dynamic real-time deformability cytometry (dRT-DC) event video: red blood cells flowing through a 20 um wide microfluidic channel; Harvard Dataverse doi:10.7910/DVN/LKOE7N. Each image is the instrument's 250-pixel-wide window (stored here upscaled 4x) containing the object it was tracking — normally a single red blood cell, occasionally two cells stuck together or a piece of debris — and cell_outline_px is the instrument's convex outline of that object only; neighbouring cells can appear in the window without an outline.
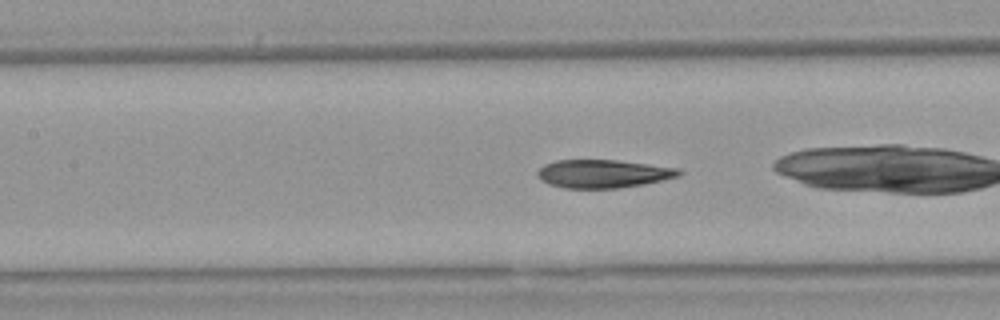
{"species": "Egyptian fruit bat (a non-hibernating species)", "species_latin": "Rousettus aegyptiacus", "temperature_condition": "warm", "stored_images_in_passage": 9, "camera_frame_rate_fps": 3000, "um_per_image_px": 0.085, "animal": {"sex": "female"}, "frame": {"image": 1, "passage_image": 6, "time_ms": 1.667, "image_size_px": [1000, 320], "cell_outline_px": [[684, 172], [680, 176], [644, 184], [620, 188], [564, 188], [548, 184], [540, 180], [536, 176], [536, 172], [544, 164], [556, 160], [616, 160], [680, 168]], "centroid_in_image_um": [51.26, 14.77], "position_along_channel_um": 156.1, "area_um2": 23.47}}